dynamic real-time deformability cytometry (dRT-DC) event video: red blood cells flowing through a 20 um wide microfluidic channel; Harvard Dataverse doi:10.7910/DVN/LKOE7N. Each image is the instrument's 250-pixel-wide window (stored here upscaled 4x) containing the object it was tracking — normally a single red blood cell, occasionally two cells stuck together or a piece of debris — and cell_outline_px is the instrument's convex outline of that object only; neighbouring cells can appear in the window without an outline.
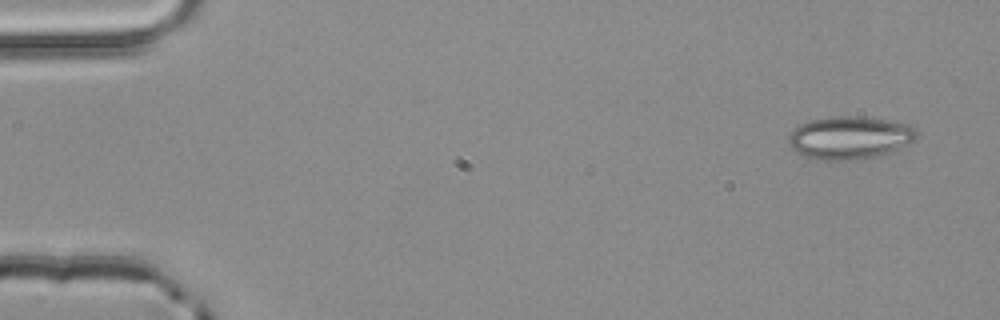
{"species": "common noctule bat (a hibernating species)", "species_latin": "Nyctalus noctula", "temperature_condition": "room temperature", "stored_images_in_passage": 3, "camera_frame_rate_fps": 3000, "um_per_image_px": 0.085, "animal": {"sex": "male", "body_mass_g": 20.4}, "frame": {"image": 1, "passage_image": 1, "time_ms": 0.0, "image_size_px": [1000, 320], "cell_outline_px": [[916, 140], [896, 152], [852, 160], [824, 160], [808, 156], [792, 148], [788, 144], [788, 136], [800, 124], [808, 120], [836, 116], [848, 116], [884, 120], [908, 124], [916, 128]], "centroid_in_image_um": [72.27, 11.71], "position_along_channel_um": 12.7, "area_um2": 31.73}}